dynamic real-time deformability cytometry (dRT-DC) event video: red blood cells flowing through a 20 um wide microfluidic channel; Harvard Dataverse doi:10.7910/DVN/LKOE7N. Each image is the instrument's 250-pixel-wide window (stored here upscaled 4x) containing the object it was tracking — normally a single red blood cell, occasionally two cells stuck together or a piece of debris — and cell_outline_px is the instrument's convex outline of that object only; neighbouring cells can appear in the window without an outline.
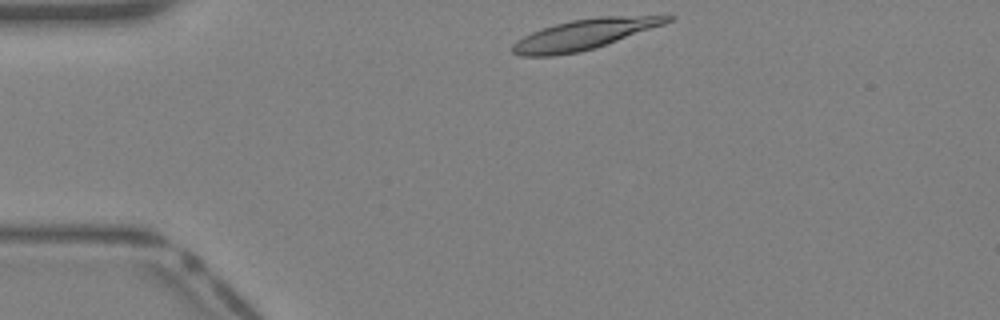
{"species": "Egyptian fruit bat (a non-hibernating species)", "species_latin": "Rousettus aegyptiacus", "temperature_condition": "warm", "stored_images_in_passage": 32, "camera_frame_rate_fps": 3000, "um_per_image_px": 0.085, "animal": {"sex": "female"}, "frame": {"image": 1, "passage_image": 1, "time_ms": 0.0, "image_size_px": [1000, 320], "cell_outline_px": [[676, 16], [672, 20], [664, 24], [580, 52], [556, 56], [520, 56], [512, 52], [512, 44], [516, 40], [532, 32], [556, 24], [572, 20], [596, 16]], "centroid_in_image_um": [49.58, 2.93], "position_along_channel_um": 35.4, "area_um2": 26.76}}
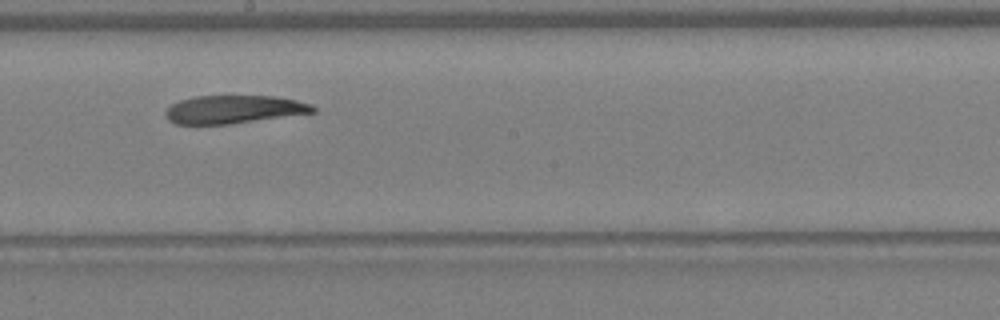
{"frame": {"image": 2, "passage_image": 15, "time_ms": 4.667, "image_size_px": [1000, 320], "cell_outline_px": [[316, 112], [228, 124], [176, 124], [168, 120], [164, 112], [172, 104], [180, 100], [196, 96], [276, 96], [296, 100], [312, 104], [316, 108]], "centroid_in_image_um": [19.88, 9.29], "position_along_channel_um": 228.3, "area_um2": 24.04}}
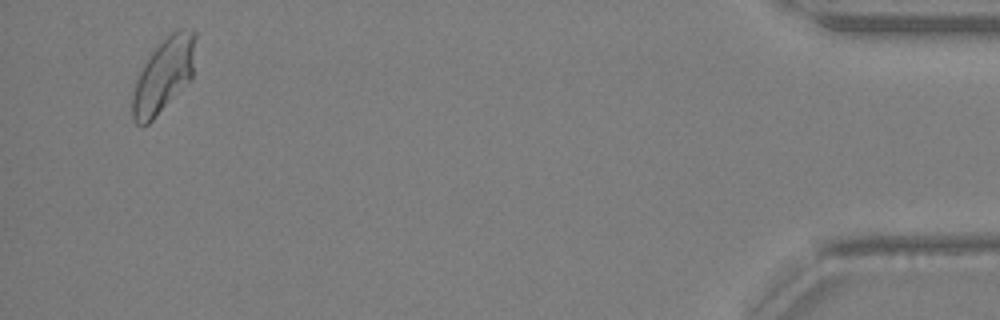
{"frame": {"image": 3, "passage_image": 31, "time_ms": 10.0, "image_size_px": [1000, 320], "cell_outline_px": [[196, 36], [192, 76], [152, 120], [144, 128], [140, 128], [136, 124], [132, 116], [132, 92], [136, 80], [148, 56], [176, 28], [192, 28], [196, 32]], "centroid_in_image_um": [13.89, 6.39], "position_along_channel_um": 421.3, "area_um2": 26.93}}